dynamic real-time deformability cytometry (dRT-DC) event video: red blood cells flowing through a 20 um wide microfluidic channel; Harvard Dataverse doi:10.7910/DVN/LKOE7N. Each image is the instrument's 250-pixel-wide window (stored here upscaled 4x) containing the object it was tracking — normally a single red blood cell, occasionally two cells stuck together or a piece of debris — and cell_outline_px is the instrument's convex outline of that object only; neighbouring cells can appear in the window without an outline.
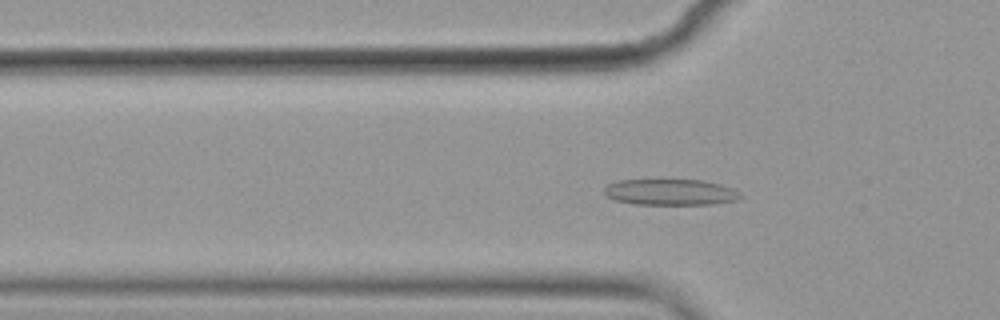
{"species": "common noctule bat (a hibernating species)", "species_latin": "Nyctalus noctula", "temperature_condition": "cold", "stored_images_in_passage": 50, "camera_frame_rate_fps": 3000, "um_per_image_px": 0.085, "animal": {"sex": "female", "body_mass_g": 19.9}, "frame": {"image": 1, "passage_image": 11, "time_ms": 3.333, "image_size_px": [1000, 320], "cell_outline_px": [[744, 196], [736, 200], [712, 204], [632, 204], [616, 200], [604, 196], [604, 188], [608, 184], [620, 180], [700, 180], [720, 184], [732, 188]], "centroid_in_image_um": [56.96, 16.33], "position_along_channel_um": 68.8, "area_um2": 20.63}}
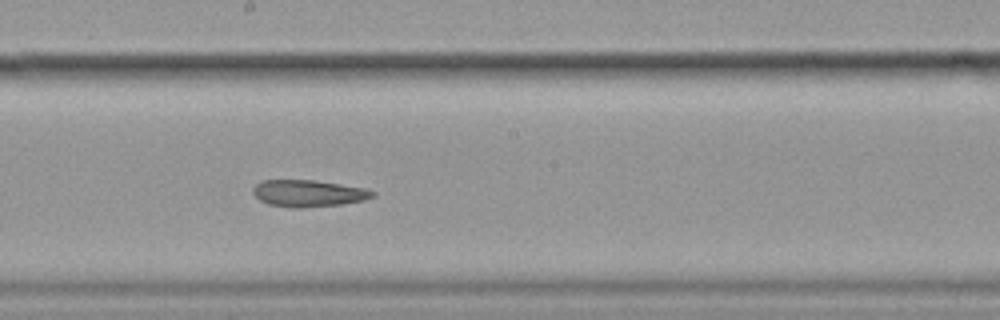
{"frame": {"image": 2, "passage_image": 24, "time_ms": 7.667, "image_size_px": [1000, 320], "cell_outline_px": [[376, 192], [372, 196], [364, 200], [340, 204], [304, 208], [296, 208], [268, 204], [260, 200], [252, 192], [252, 188], [256, 184], [264, 180], [316, 180], [364, 188]], "centroid_in_image_um": [26.18, 16.43], "position_along_channel_um": 222.0, "area_um2": 18.55}}
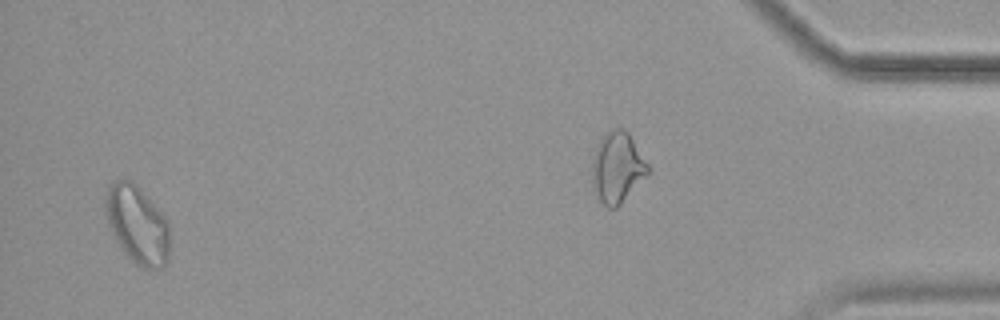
{"frame": {"image": 3, "passage_image": 48, "time_ms": 15.667, "image_size_px": [1000, 320], "cell_outline_px": [[168, 260], [164, 268], [152, 272], [136, 264], [124, 252], [116, 240], [108, 224], [104, 212], [104, 200], [108, 184], [116, 180], [132, 180], [140, 188], [168, 220]], "centroid_in_image_um": [11.65, 19.1], "position_along_channel_um": 423.5, "area_um2": 29.54}}